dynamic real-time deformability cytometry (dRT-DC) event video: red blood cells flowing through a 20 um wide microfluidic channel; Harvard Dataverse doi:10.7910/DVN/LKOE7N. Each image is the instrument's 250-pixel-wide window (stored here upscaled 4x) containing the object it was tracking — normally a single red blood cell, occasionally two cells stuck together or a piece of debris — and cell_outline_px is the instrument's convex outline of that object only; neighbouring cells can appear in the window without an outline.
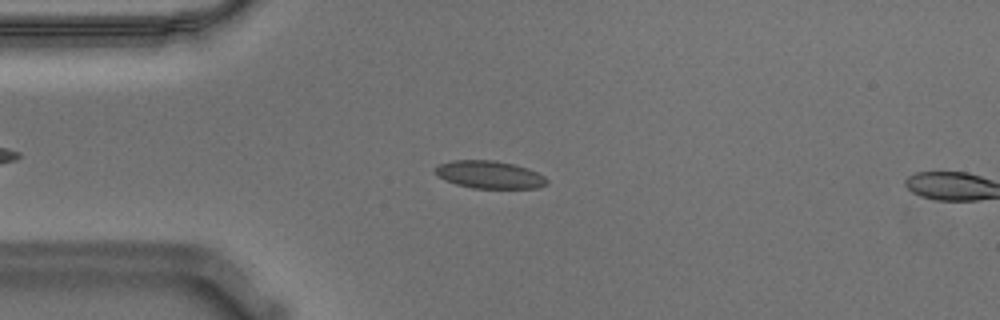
{"species": "Egyptian fruit bat (a non-hibernating species)", "species_latin": "Rousettus aegyptiacus", "temperature_condition": "warm", "stored_images_in_passage": 7, "camera_frame_rate_fps": 3000, "um_per_image_px": 0.085, "animal": {"sex": "male"}, "frame": {"image": 1, "passage_image": 6, "time_ms": 1.667, "image_size_px": [1000, 320], "cell_outline_px": [[548, 184], [536, 188], [472, 188], [456, 184], [444, 180], [436, 176], [432, 172], [432, 168], [440, 164], [452, 160], [492, 160], [512, 164], [528, 168], [544, 176], [548, 180]], "centroid_in_image_um": [41.54, 14.85], "position_along_channel_um": 43.5, "area_um2": 18.15}}